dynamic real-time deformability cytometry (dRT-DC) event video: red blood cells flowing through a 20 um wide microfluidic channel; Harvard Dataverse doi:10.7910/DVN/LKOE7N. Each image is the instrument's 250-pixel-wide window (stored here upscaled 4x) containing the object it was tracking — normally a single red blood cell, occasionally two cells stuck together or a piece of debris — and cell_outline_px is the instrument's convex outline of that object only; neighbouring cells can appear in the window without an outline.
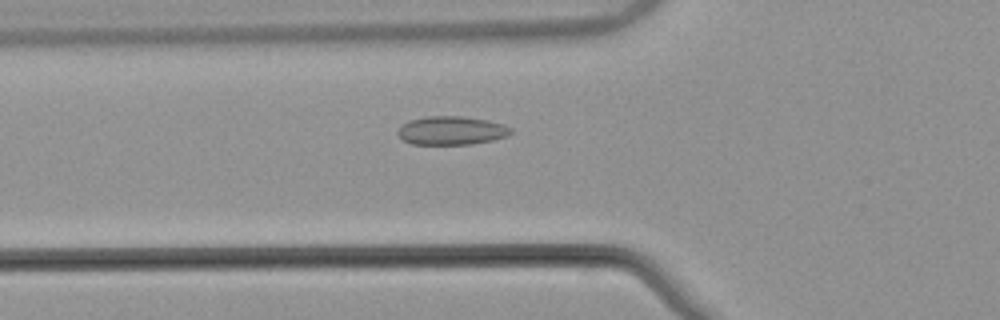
{"species": "common noctule bat (a hibernating species)", "species_latin": "Nyctalus noctula", "temperature_condition": "warm", "stored_images_in_passage": 39, "camera_frame_rate_fps": 3000, "um_per_image_px": 0.085, "animal": {"sex": "male", "body_mass_g": 21.5, "forearm_length_mm": 52.0}, "frame": {"image": 1, "passage_image": 5, "time_ms": 1.333, "image_size_px": [1000, 320], "cell_outline_px": [[512, 132], [508, 136], [492, 140], [472, 144], [412, 144], [404, 140], [396, 132], [408, 120], [424, 116], [460, 116], [488, 120], [504, 124], [512, 128]], "centroid_in_image_um": [38.4, 11.09], "position_along_channel_um": 87.4, "area_um2": 18.84}}
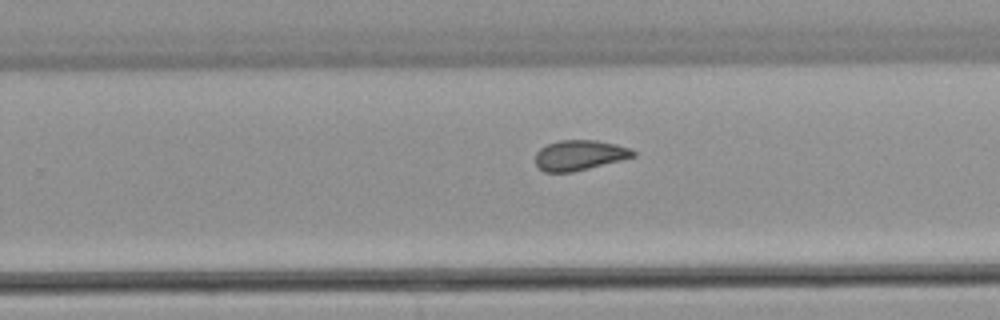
{"frame": {"image": 2, "passage_image": 20, "time_ms": 6.333, "image_size_px": [1000, 320], "cell_outline_px": [[636, 156], [572, 172], [544, 172], [536, 164], [536, 152], [540, 148], [548, 144], [560, 140], [596, 140], [616, 144], [632, 148], [636, 152]], "centroid_in_image_um": [49.27, 13.18], "position_along_channel_um": 280.5, "area_um2": 17.11}}
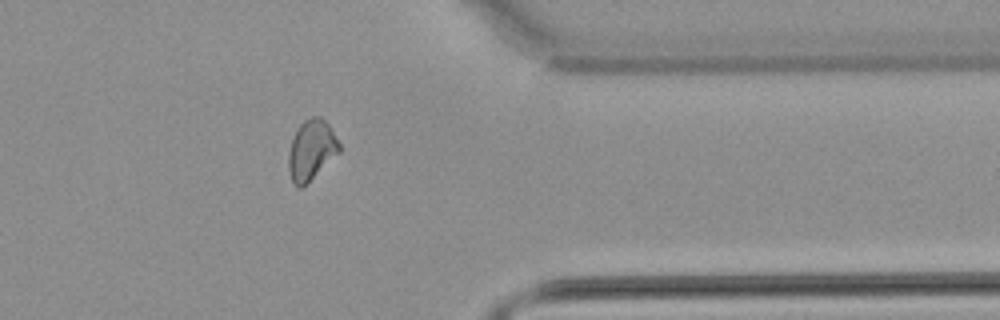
{"frame": {"image": 3, "passage_image": 29, "time_ms": 9.333, "image_size_px": [1000, 320], "cell_outline_px": [[340, 152], [300, 188], [296, 188], [292, 180], [288, 168], [288, 152], [292, 140], [300, 124], [304, 120], [312, 116], [320, 116], [332, 128], [340, 144]], "centroid_in_image_um": [26.47, 12.72], "position_along_channel_um": 384.9, "area_um2": 17.57}, "authors_computed_cell_mechanics": {"area_um2": 17.5712, "velocity_mm_per_s": 3.8669, "shape_relaxation_time_tau1_ms": null, "shape_relaxation_time_tau2_ms": 1.1873, "deformation_change_tau1": null, "deformation_change_tau2": 0.0732}}